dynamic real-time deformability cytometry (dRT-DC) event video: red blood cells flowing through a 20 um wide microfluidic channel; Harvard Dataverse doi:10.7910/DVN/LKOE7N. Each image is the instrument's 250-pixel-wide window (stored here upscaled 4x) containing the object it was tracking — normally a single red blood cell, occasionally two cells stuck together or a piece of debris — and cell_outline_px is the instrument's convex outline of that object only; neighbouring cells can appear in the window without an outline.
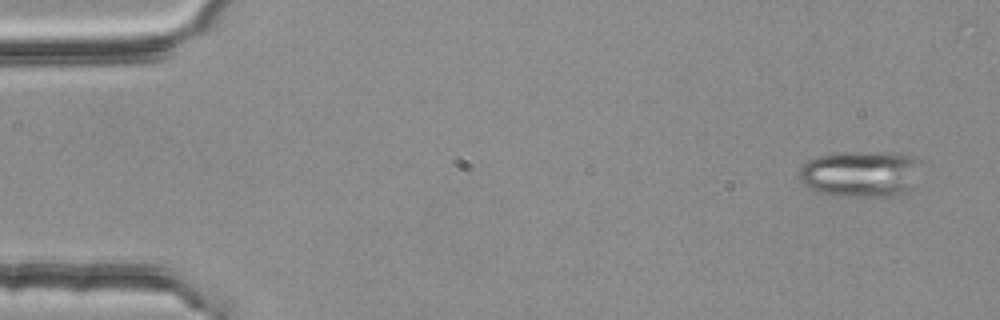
{"species": "common noctule bat (a hibernating species)", "species_latin": "Nyctalus noctula", "temperature_condition": "room temperature", "stored_images_in_passage": 6, "segment_of_instrument_passage": [1, 2], "camera_frame_rate_fps": 3000, "um_per_image_px": 0.085, "animal": {"sex": "female", "body_mass_g": 25.1}, "frame": {"image": 1, "passage_image": 1, "time_ms": 0.0, "image_size_px": [1000, 320], "cell_outline_px": [[924, 160], [908, 188], [900, 196], [840, 196], [816, 192], [808, 188], [800, 180], [800, 168], [808, 160], [820, 156], [836, 152], [900, 152], [920, 156]], "centroid_in_image_um": [73.19, 14.74], "position_along_channel_um": 11.8, "area_um2": 33.35}}